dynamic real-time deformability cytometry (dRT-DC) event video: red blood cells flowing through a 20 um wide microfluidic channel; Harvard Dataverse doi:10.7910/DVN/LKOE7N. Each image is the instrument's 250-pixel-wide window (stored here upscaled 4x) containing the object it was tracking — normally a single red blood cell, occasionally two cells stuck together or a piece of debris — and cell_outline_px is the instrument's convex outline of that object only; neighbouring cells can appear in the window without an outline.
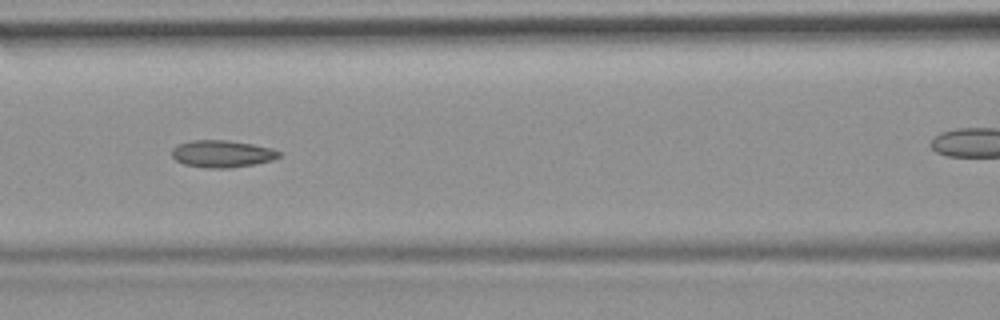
{"species": "common noctule bat (a hibernating species)", "species_latin": "Nyctalus noctula", "temperature_condition": "room temperature", "stored_images_in_passage": 37, "camera_frame_rate_fps": 3000, "um_per_image_px": 0.085, "animal": {"sex": "female", "body_mass_g": 19.9}, "frame": {"image": 1, "passage_image": 16, "time_ms": 5.0, "image_size_px": [1000, 320], "cell_outline_px": [[284, 152], [280, 156], [272, 160], [256, 164], [228, 168], [204, 168], [184, 164], [176, 160], [172, 156], [172, 148], [180, 144], [192, 140], [228, 140], [252, 144], [272, 148]], "centroid_in_image_um": [18.91, 13.07], "position_along_channel_um": 147.7, "area_um2": 17.05}}